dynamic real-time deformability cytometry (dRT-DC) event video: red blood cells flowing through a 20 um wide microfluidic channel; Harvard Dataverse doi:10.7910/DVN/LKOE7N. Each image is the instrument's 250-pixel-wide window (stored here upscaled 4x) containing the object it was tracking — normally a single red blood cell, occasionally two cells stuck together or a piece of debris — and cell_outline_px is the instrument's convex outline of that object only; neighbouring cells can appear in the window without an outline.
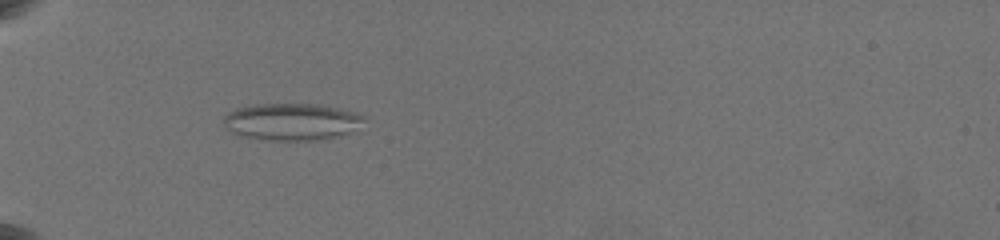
{"species": "common noctule bat (a hibernating species)", "species_latin": "Nyctalus noctula", "temperature_condition": "warm", "stored_images_in_passage": 17, "camera_frame_rate_fps": 3000, "um_per_image_px": 0.085, "animal": {"sex": "female", "body_mass_g": 19.5, "forearm_length_mm": 54.1}, "frame": {"image": 1, "passage_image": 12, "time_ms": 6.333, "image_size_px": [1000, 240], "cell_outline_px": [[364, 120], [352, 132], [340, 136], [316, 140], [268, 140], [244, 136], [232, 132], [224, 124], [224, 116], [228, 112], [236, 108], [256, 104], [320, 104], [356, 112], [364, 116]], "centroid_in_image_um": [24.81, 10.34], "position_along_channel_um": 60.2, "area_um2": 30.23}}
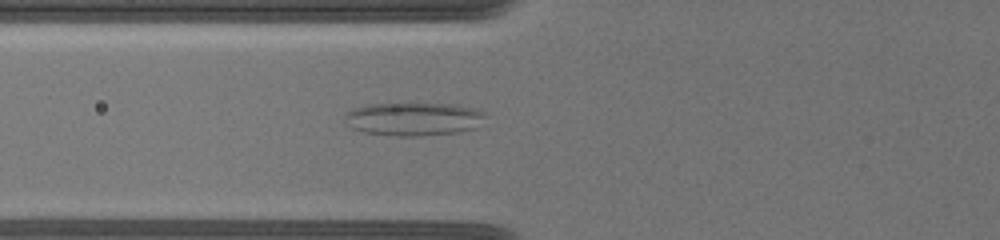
{"frame": {"image": 2, "passage_image": 15, "time_ms": 7.667, "image_size_px": [1000, 240], "cell_outline_px": [[484, 116], [476, 128], [460, 132], [420, 136], [396, 136], [364, 132], [352, 128], [344, 124], [344, 116], [352, 108], [372, 104], [456, 104], [472, 108], [484, 112]], "centroid_in_image_um": [35.12, 10.12], "position_along_channel_um": 90.7, "area_um2": 27.22}}